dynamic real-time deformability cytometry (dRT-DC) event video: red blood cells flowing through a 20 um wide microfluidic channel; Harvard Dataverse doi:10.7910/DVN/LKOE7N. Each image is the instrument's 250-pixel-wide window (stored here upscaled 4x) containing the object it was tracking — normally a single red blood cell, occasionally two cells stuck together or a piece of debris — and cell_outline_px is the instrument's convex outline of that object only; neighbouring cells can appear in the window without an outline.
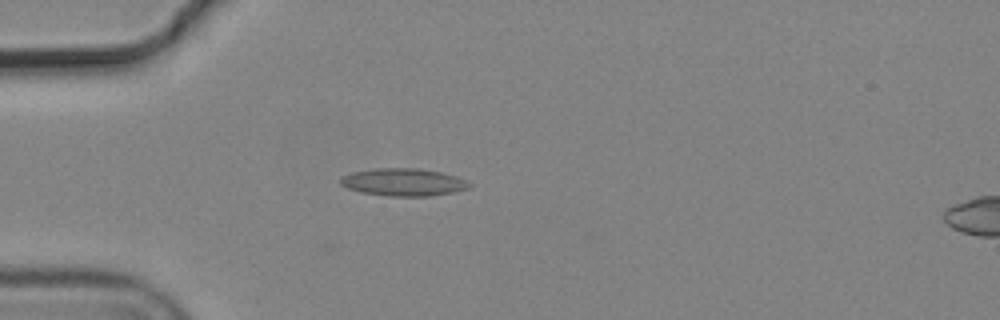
{"species": "common noctule bat (a hibernating species)", "species_latin": "Nyctalus noctula", "temperature_condition": "cold", "stored_images_in_passage": 3, "camera_frame_rate_fps": 3000, "um_per_image_px": 0.085, "animal": {"sex": "male", "body_mass_g": 19.2, "forearm_length_mm": 51.8}, "frame": {"image": 1, "passage_image": 2, "time_ms": 0.333, "image_size_px": [1000, 320], "cell_outline_px": [[472, 184], [468, 188], [452, 192], [428, 196], [388, 196], [360, 192], [348, 188], [340, 184], [340, 176], [352, 172], [376, 168], [416, 168], [440, 172], [456, 176]], "centroid_in_image_um": [34.24, 15.48], "position_along_channel_um": 50.8, "area_um2": 20.58}}